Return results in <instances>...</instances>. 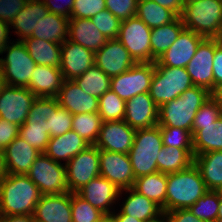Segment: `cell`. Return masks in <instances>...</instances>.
I'll list each match as a JSON object with an SVG mask.
<instances>
[{
  "label": "cell",
  "instance_id": "d590c367",
  "mask_svg": "<svg viewBox=\"0 0 222 222\" xmlns=\"http://www.w3.org/2000/svg\"><path fill=\"white\" fill-rule=\"evenodd\" d=\"M185 28L180 16L174 21L151 29V56L158 60Z\"/></svg>",
  "mask_w": 222,
  "mask_h": 222
},
{
  "label": "cell",
  "instance_id": "44dd1931",
  "mask_svg": "<svg viewBox=\"0 0 222 222\" xmlns=\"http://www.w3.org/2000/svg\"><path fill=\"white\" fill-rule=\"evenodd\" d=\"M33 218L35 222H72L71 192L42 195Z\"/></svg>",
  "mask_w": 222,
  "mask_h": 222
},
{
  "label": "cell",
  "instance_id": "6125c7cd",
  "mask_svg": "<svg viewBox=\"0 0 222 222\" xmlns=\"http://www.w3.org/2000/svg\"><path fill=\"white\" fill-rule=\"evenodd\" d=\"M7 175L6 169H5V161H4V151L0 149V183Z\"/></svg>",
  "mask_w": 222,
  "mask_h": 222
},
{
  "label": "cell",
  "instance_id": "5b68a950",
  "mask_svg": "<svg viewBox=\"0 0 222 222\" xmlns=\"http://www.w3.org/2000/svg\"><path fill=\"white\" fill-rule=\"evenodd\" d=\"M186 29L212 38L222 28V0H193L180 15Z\"/></svg>",
  "mask_w": 222,
  "mask_h": 222
},
{
  "label": "cell",
  "instance_id": "ab89813d",
  "mask_svg": "<svg viewBox=\"0 0 222 222\" xmlns=\"http://www.w3.org/2000/svg\"><path fill=\"white\" fill-rule=\"evenodd\" d=\"M126 101L109 89L99 98L98 114L102 121L123 120L125 116Z\"/></svg>",
  "mask_w": 222,
  "mask_h": 222
},
{
  "label": "cell",
  "instance_id": "83f0119b",
  "mask_svg": "<svg viewBox=\"0 0 222 222\" xmlns=\"http://www.w3.org/2000/svg\"><path fill=\"white\" fill-rule=\"evenodd\" d=\"M48 12L42 0H28L10 24V28H14V32L19 36L16 40L23 41L31 37L39 20L43 19Z\"/></svg>",
  "mask_w": 222,
  "mask_h": 222
},
{
  "label": "cell",
  "instance_id": "91938a15",
  "mask_svg": "<svg viewBox=\"0 0 222 222\" xmlns=\"http://www.w3.org/2000/svg\"><path fill=\"white\" fill-rule=\"evenodd\" d=\"M112 214L115 216L116 222H144V221L138 220L137 218H134L130 215L123 214L120 210L118 213H116L115 209H114Z\"/></svg>",
  "mask_w": 222,
  "mask_h": 222
},
{
  "label": "cell",
  "instance_id": "f1b7e54d",
  "mask_svg": "<svg viewBox=\"0 0 222 222\" xmlns=\"http://www.w3.org/2000/svg\"><path fill=\"white\" fill-rule=\"evenodd\" d=\"M127 198L122 202L120 211L138 220L148 222L155 220L164 214L162 208L144 195L139 194L133 188L124 189Z\"/></svg>",
  "mask_w": 222,
  "mask_h": 222
},
{
  "label": "cell",
  "instance_id": "4fadbf2b",
  "mask_svg": "<svg viewBox=\"0 0 222 222\" xmlns=\"http://www.w3.org/2000/svg\"><path fill=\"white\" fill-rule=\"evenodd\" d=\"M100 176L108 179L119 190L133 188L135 176L128 154L99 149Z\"/></svg>",
  "mask_w": 222,
  "mask_h": 222
},
{
  "label": "cell",
  "instance_id": "e7e4bbea",
  "mask_svg": "<svg viewBox=\"0 0 222 222\" xmlns=\"http://www.w3.org/2000/svg\"><path fill=\"white\" fill-rule=\"evenodd\" d=\"M98 222H116V218L113 214H104Z\"/></svg>",
  "mask_w": 222,
  "mask_h": 222
},
{
  "label": "cell",
  "instance_id": "e575fe53",
  "mask_svg": "<svg viewBox=\"0 0 222 222\" xmlns=\"http://www.w3.org/2000/svg\"><path fill=\"white\" fill-rule=\"evenodd\" d=\"M194 163L193 149L163 146L157 156L158 172L175 173L189 168Z\"/></svg>",
  "mask_w": 222,
  "mask_h": 222
},
{
  "label": "cell",
  "instance_id": "a7ac6f4b",
  "mask_svg": "<svg viewBox=\"0 0 222 222\" xmlns=\"http://www.w3.org/2000/svg\"><path fill=\"white\" fill-rule=\"evenodd\" d=\"M148 222H168V218H167L166 214L164 213L159 218L152 220V221H148Z\"/></svg>",
  "mask_w": 222,
  "mask_h": 222
},
{
  "label": "cell",
  "instance_id": "7bdbcfd3",
  "mask_svg": "<svg viewBox=\"0 0 222 222\" xmlns=\"http://www.w3.org/2000/svg\"><path fill=\"white\" fill-rule=\"evenodd\" d=\"M163 146L177 147L180 149H193V136L189 130L159 126Z\"/></svg>",
  "mask_w": 222,
  "mask_h": 222
},
{
  "label": "cell",
  "instance_id": "03108f58",
  "mask_svg": "<svg viewBox=\"0 0 222 222\" xmlns=\"http://www.w3.org/2000/svg\"><path fill=\"white\" fill-rule=\"evenodd\" d=\"M216 222H222V194L221 192H220V204H219L218 216H217Z\"/></svg>",
  "mask_w": 222,
  "mask_h": 222
},
{
  "label": "cell",
  "instance_id": "ee69618b",
  "mask_svg": "<svg viewBox=\"0 0 222 222\" xmlns=\"http://www.w3.org/2000/svg\"><path fill=\"white\" fill-rule=\"evenodd\" d=\"M90 20L107 39L118 38L122 21L116 18L109 10L105 9L97 13Z\"/></svg>",
  "mask_w": 222,
  "mask_h": 222
},
{
  "label": "cell",
  "instance_id": "7a4b0ae2",
  "mask_svg": "<svg viewBox=\"0 0 222 222\" xmlns=\"http://www.w3.org/2000/svg\"><path fill=\"white\" fill-rule=\"evenodd\" d=\"M211 97L207 89L193 85L176 99L159 107L158 125L189 130L192 133L194 117Z\"/></svg>",
  "mask_w": 222,
  "mask_h": 222
},
{
  "label": "cell",
  "instance_id": "f907efd6",
  "mask_svg": "<svg viewBox=\"0 0 222 222\" xmlns=\"http://www.w3.org/2000/svg\"><path fill=\"white\" fill-rule=\"evenodd\" d=\"M28 0H0V20L10 25Z\"/></svg>",
  "mask_w": 222,
  "mask_h": 222
},
{
  "label": "cell",
  "instance_id": "11a10c76",
  "mask_svg": "<svg viewBox=\"0 0 222 222\" xmlns=\"http://www.w3.org/2000/svg\"><path fill=\"white\" fill-rule=\"evenodd\" d=\"M214 88L222 84V50L215 43V54L213 59Z\"/></svg>",
  "mask_w": 222,
  "mask_h": 222
},
{
  "label": "cell",
  "instance_id": "3957f363",
  "mask_svg": "<svg viewBox=\"0 0 222 222\" xmlns=\"http://www.w3.org/2000/svg\"><path fill=\"white\" fill-rule=\"evenodd\" d=\"M207 191L194 163L185 170L167 174L166 213L172 210L188 209Z\"/></svg>",
  "mask_w": 222,
  "mask_h": 222
},
{
  "label": "cell",
  "instance_id": "7402d4cb",
  "mask_svg": "<svg viewBox=\"0 0 222 222\" xmlns=\"http://www.w3.org/2000/svg\"><path fill=\"white\" fill-rule=\"evenodd\" d=\"M56 98L72 115L98 113L99 99L85 93L74 80H64Z\"/></svg>",
  "mask_w": 222,
  "mask_h": 222
},
{
  "label": "cell",
  "instance_id": "ffe728a7",
  "mask_svg": "<svg viewBox=\"0 0 222 222\" xmlns=\"http://www.w3.org/2000/svg\"><path fill=\"white\" fill-rule=\"evenodd\" d=\"M159 108L149 93H140L126 101L124 121L133 129L158 125Z\"/></svg>",
  "mask_w": 222,
  "mask_h": 222
},
{
  "label": "cell",
  "instance_id": "484cf974",
  "mask_svg": "<svg viewBox=\"0 0 222 222\" xmlns=\"http://www.w3.org/2000/svg\"><path fill=\"white\" fill-rule=\"evenodd\" d=\"M58 104L56 97H37L30 108L27 120L19 129L47 130L52 138L54 113Z\"/></svg>",
  "mask_w": 222,
  "mask_h": 222
},
{
  "label": "cell",
  "instance_id": "ba28073f",
  "mask_svg": "<svg viewBox=\"0 0 222 222\" xmlns=\"http://www.w3.org/2000/svg\"><path fill=\"white\" fill-rule=\"evenodd\" d=\"M41 153L27 172V176L39 188L42 195L69 192L66 167Z\"/></svg>",
  "mask_w": 222,
  "mask_h": 222
},
{
  "label": "cell",
  "instance_id": "c3c4849f",
  "mask_svg": "<svg viewBox=\"0 0 222 222\" xmlns=\"http://www.w3.org/2000/svg\"><path fill=\"white\" fill-rule=\"evenodd\" d=\"M19 136L40 153H44L50 140L47 130L19 129Z\"/></svg>",
  "mask_w": 222,
  "mask_h": 222
},
{
  "label": "cell",
  "instance_id": "74e56055",
  "mask_svg": "<svg viewBox=\"0 0 222 222\" xmlns=\"http://www.w3.org/2000/svg\"><path fill=\"white\" fill-rule=\"evenodd\" d=\"M74 81L85 93L99 99L110 89L111 78L94 64Z\"/></svg>",
  "mask_w": 222,
  "mask_h": 222
},
{
  "label": "cell",
  "instance_id": "2e32d148",
  "mask_svg": "<svg viewBox=\"0 0 222 222\" xmlns=\"http://www.w3.org/2000/svg\"><path fill=\"white\" fill-rule=\"evenodd\" d=\"M94 62L110 78L129 70L136 64L118 39H108L105 45L95 52Z\"/></svg>",
  "mask_w": 222,
  "mask_h": 222
},
{
  "label": "cell",
  "instance_id": "681fc988",
  "mask_svg": "<svg viewBox=\"0 0 222 222\" xmlns=\"http://www.w3.org/2000/svg\"><path fill=\"white\" fill-rule=\"evenodd\" d=\"M73 115L64 107L57 105V111L54 113L53 137L64 135L72 130Z\"/></svg>",
  "mask_w": 222,
  "mask_h": 222
},
{
  "label": "cell",
  "instance_id": "f546056e",
  "mask_svg": "<svg viewBox=\"0 0 222 222\" xmlns=\"http://www.w3.org/2000/svg\"><path fill=\"white\" fill-rule=\"evenodd\" d=\"M194 164L208 190L222 189V151H211L194 156Z\"/></svg>",
  "mask_w": 222,
  "mask_h": 222
},
{
  "label": "cell",
  "instance_id": "9c48e42d",
  "mask_svg": "<svg viewBox=\"0 0 222 222\" xmlns=\"http://www.w3.org/2000/svg\"><path fill=\"white\" fill-rule=\"evenodd\" d=\"M136 63L155 62L151 56V28L137 16L121 22L117 38Z\"/></svg>",
  "mask_w": 222,
  "mask_h": 222
},
{
  "label": "cell",
  "instance_id": "b9f144b4",
  "mask_svg": "<svg viewBox=\"0 0 222 222\" xmlns=\"http://www.w3.org/2000/svg\"><path fill=\"white\" fill-rule=\"evenodd\" d=\"M72 222H98L104 215L77 193H71Z\"/></svg>",
  "mask_w": 222,
  "mask_h": 222
},
{
  "label": "cell",
  "instance_id": "d6986e66",
  "mask_svg": "<svg viewBox=\"0 0 222 222\" xmlns=\"http://www.w3.org/2000/svg\"><path fill=\"white\" fill-rule=\"evenodd\" d=\"M122 193H124L123 190H119L112 182L102 176L92 179L77 192L80 197L104 214H112L114 211L112 206L120 199Z\"/></svg>",
  "mask_w": 222,
  "mask_h": 222
},
{
  "label": "cell",
  "instance_id": "be15d7a7",
  "mask_svg": "<svg viewBox=\"0 0 222 222\" xmlns=\"http://www.w3.org/2000/svg\"><path fill=\"white\" fill-rule=\"evenodd\" d=\"M215 41L217 48L222 50V28L212 37Z\"/></svg>",
  "mask_w": 222,
  "mask_h": 222
},
{
  "label": "cell",
  "instance_id": "db71d44e",
  "mask_svg": "<svg viewBox=\"0 0 222 222\" xmlns=\"http://www.w3.org/2000/svg\"><path fill=\"white\" fill-rule=\"evenodd\" d=\"M50 13H55L70 18L73 9L74 0H65V4L58 5L54 0H42ZM54 1V2H52ZM59 3V2H58ZM62 4V3H61Z\"/></svg>",
  "mask_w": 222,
  "mask_h": 222
},
{
  "label": "cell",
  "instance_id": "d4e9b609",
  "mask_svg": "<svg viewBox=\"0 0 222 222\" xmlns=\"http://www.w3.org/2000/svg\"><path fill=\"white\" fill-rule=\"evenodd\" d=\"M89 145L81 136L71 130L64 135L50 138L44 154L58 163H61V160L65 161L64 164L66 165L72 157L82 152Z\"/></svg>",
  "mask_w": 222,
  "mask_h": 222
},
{
  "label": "cell",
  "instance_id": "1f68e13d",
  "mask_svg": "<svg viewBox=\"0 0 222 222\" xmlns=\"http://www.w3.org/2000/svg\"><path fill=\"white\" fill-rule=\"evenodd\" d=\"M133 189L158 204L166 213L167 174L156 172L135 179Z\"/></svg>",
  "mask_w": 222,
  "mask_h": 222
},
{
  "label": "cell",
  "instance_id": "30bf717a",
  "mask_svg": "<svg viewBox=\"0 0 222 222\" xmlns=\"http://www.w3.org/2000/svg\"><path fill=\"white\" fill-rule=\"evenodd\" d=\"M65 167L68 190L77 193L92 179L100 176L99 149L95 145H89L72 157Z\"/></svg>",
  "mask_w": 222,
  "mask_h": 222
},
{
  "label": "cell",
  "instance_id": "6f0895ef",
  "mask_svg": "<svg viewBox=\"0 0 222 222\" xmlns=\"http://www.w3.org/2000/svg\"><path fill=\"white\" fill-rule=\"evenodd\" d=\"M10 25L0 20V55L9 41Z\"/></svg>",
  "mask_w": 222,
  "mask_h": 222
},
{
  "label": "cell",
  "instance_id": "f35d334b",
  "mask_svg": "<svg viewBox=\"0 0 222 222\" xmlns=\"http://www.w3.org/2000/svg\"><path fill=\"white\" fill-rule=\"evenodd\" d=\"M102 122L98 113L76 114L73 115L72 130L90 145H95L98 140Z\"/></svg>",
  "mask_w": 222,
  "mask_h": 222
},
{
  "label": "cell",
  "instance_id": "8992f818",
  "mask_svg": "<svg viewBox=\"0 0 222 222\" xmlns=\"http://www.w3.org/2000/svg\"><path fill=\"white\" fill-rule=\"evenodd\" d=\"M193 86L191 76L184 67L155 66L149 95L158 108L179 97Z\"/></svg>",
  "mask_w": 222,
  "mask_h": 222
},
{
  "label": "cell",
  "instance_id": "f6af8a7d",
  "mask_svg": "<svg viewBox=\"0 0 222 222\" xmlns=\"http://www.w3.org/2000/svg\"><path fill=\"white\" fill-rule=\"evenodd\" d=\"M105 9V0H74L70 18L90 19Z\"/></svg>",
  "mask_w": 222,
  "mask_h": 222
},
{
  "label": "cell",
  "instance_id": "60d3db41",
  "mask_svg": "<svg viewBox=\"0 0 222 222\" xmlns=\"http://www.w3.org/2000/svg\"><path fill=\"white\" fill-rule=\"evenodd\" d=\"M220 204V191L208 190L194 205L188 209L206 222H216Z\"/></svg>",
  "mask_w": 222,
  "mask_h": 222
},
{
  "label": "cell",
  "instance_id": "9a60e30c",
  "mask_svg": "<svg viewBox=\"0 0 222 222\" xmlns=\"http://www.w3.org/2000/svg\"><path fill=\"white\" fill-rule=\"evenodd\" d=\"M136 130L124 120L102 122L95 146L110 152L128 154L132 148Z\"/></svg>",
  "mask_w": 222,
  "mask_h": 222
},
{
  "label": "cell",
  "instance_id": "4dcf8cb0",
  "mask_svg": "<svg viewBox=\"0 0 222 222\" xmlns=\"http://www.w3.org/2000/svg\"><path fill=\"white\" fill-rule=\"evenodd\" d=\"M194 156L211 151H222V116L214 123L200 124L192 129Z\"/></svg>",
  "mask_w": 222,
  "mask_h": 222
},
{
  "label": "cell",
  "instance_id": "94428289",
  "mask_svg": "<svg viewBox=\"0 0 222 222\" xmlns=\"http://www.w3.org/2000/svg\"><path fill=\"white\" fill-rule=\"evenodd\" d=\"M211 97L215 100V102L221 107L222 109V84L216 86L214 90L211 92Z\"/></svg>",
  "mask_w": 222,
  "mask_h": 222
},
{
  "label": "cell",
  "instance_id": "52a82bcc",
  "mask_svg": "<svg viewBox=\"0 0 222 222\" xmlns=\"http://www.w3.org/2000/svg\"><path fill=\"white\" fill-rule=\"evenodd\" d=\"M3 53L7 56L0 58V69L7 85L27 88L37 64L23 42L10 40Z\"/></svg>",
  "mask_w": 222,
  "mask_h": 222
},
{
  "label": "cell",
  "instance_id": "f5cc1de1",
  "mask_svg": "<svg viewBox=\"0 0 222 222\" xmlns=\"http://www.w3.org/2000/svg\"><path fill=\"white\" fill-rule=\"evenodd\" d=\"M165 214L168 222H206L196 217L189 209L172 210Z\"/></svg>",
  "mask_w": 222,
  "mask_h": 222
},
{
  "label": "cell",
  "instance_id": "836d02e7",
  "mask_svg": "<svg viewBox=\"0 0 222 222\" xmlns=\"http://www.w3.org/2000/svg\"><path fill=\"white\" fill-rule=\"evenodd\" d=\"M30 57L37 65L53 66L60 68L61 65V43H54L38 38L28 37L24 39Z\"/></svg>",
  "mask_w": 222,
  "mask_h": 222
},
{
  "label": "cell",
  "instance_id": "ac0fdd59",
  "mask_svg": "<svg viewBox=\"0 0 222 222\" xmlns=\"http://www.w3.org/2000/svg\"><path fill=\"white\" fill-rule=\"evenodd\" d=\"M95 53L66 39L61 44V65L64 80H74L95 64Z\"/></svg>",
  "mask_w": 222,
  "mask_h": 222
},
{
  "label": "cell",
  "instance_id": "680465c9",
  "mask_svg": "<svg viewBox=\"0 0 222 222\" xmlns=\"http://www.w3.org/2000/svg\"><path fill=\"white\" fill-rule=\"evenodd\" d=\"M0 222H35L33 215L1 216Z\"/></svg>",
  "mask_w": 222,
  "mask_h": 222
},
{
  "label": "cell",
  "instance_id": "8fae6325",
  "mask_svg": "<svg viewBox=\"0 0 222 222\" xmlns=\"http://www.w3.org/2000/svg\"><path fill=\"white\" fill-rule=\"evenodd\" d=\"M154 62L136 63L129 70L111 78L110 89L127 101L140 93H149Z\"/></svg>",
  "mask_w": 222,
  "mask_h": 222
},
{
  "label": "cell",
  "instance_id": "277c9868",
  "mask_svg": "<svg viewBox=\"0 0 222 222\" xmlns=\"http://www.w3.org/2000/svg\"><path fill=\"white\" fill-rule=\"evenodd\" d=\"M163 148L159 125L137 129L128 155L135 179L158 172L157 156Z\"/></svg>",
  "mask_w": 222,
  "mask_h": 222
},
{
  "label": "cell",
  "instance_id": "e0dca14e",
  "mask_svg": "<svg viewBox=\"0 0 222 222\" xmlns=\"http://www.w3.org/2000/svg\"><path fill=\"white\" fill-rule=\"evenodd\" d=\"M203 39V36L184 28L175 42L154 62V65L186 68Z\"/></svg>",
  "mask_w": 222,
  "mask_h": 222
},
{
  "label": "cell",
  "instance_id": "9f6ffc18",
  "mask_svg": "<svg viewBox=\"0 0 222 222\" xmlns=\"http://www.w3.org/2000/svg\"><path fill=\"white\" fill-rule=\"evenodd\" d=\"M162 7L172 10L177 16H180L183 10V3L181 0H152Z\"/></svg>",
  "mask_w": 222,
  "mask_h": 222
},
{
  "label": "cell",
  "instance_id": "d6a6232c",
  "mask_svg": "<svg viewBox=\"0 0 222 222\" xmlns=\"http://www.w3.org/2000/svg\"><path fill=\"white\" fill-rule=\"evenodd\" d=\"M69 20L70 18L48 12L39 20L31 38L62 44L68 39Z\"/></svg>",
  "mask_w": 222,
  "mask_h": 222
},
{
  "label": "cell",
  "instance_id": "7c38bea8",
  "mask_svg": "<svg viewBox=\"0 0 222 222\" xmlns=\"http://www.w3.org/2000/svg\"><path fill=\"white\" fill-rule=\"evenodd\" d=\"M36 98L26 87L7 85L0 93V118L22 126Z\"/></svg>",
  "mask_w": 222,
  "mask_h": 222
},
{
  "label": "cell",
  "instance_id": "603a6c76",
  "mask_svg": "<svg viewBox=\"0 0 222 222\" xmlns=\"http://www.w3.org/2000/svg\"><path fill=\"white\" fill-rule=\"evenodd\" d=\"M3 151L7 174H27L41 154L19 135Z\"/></svg>",
  "mask_w": 222,
  "mask_h": 222
},
{
  "label": "cell",
  "instance_id": "cb8c5ba5",
  "mask_svg": "<svg viewBox=\"0 0 222 222\" xmlns=\"http://www.w3.org/2000/svg\"><path fill=\"white\" fill-rule=\"evenodd\" d=\"M63 81L64 78L60 68L36 65L27 88L36 97H56Z\"/></svg>",
  "mask_w": 222,
  "mask_h": 222
},
{
  "label": "cell",
  "instance_id": "003e7915",
  "mask_svg": "<svg viewBox=\"0 0 222 222\" xmlns=\"http://www.w3.org/2000/svg\"><path fill=\"white\" fill-rule=\"evenodd\" d=\"M7 86V82L5 78L2 75V71L0 69V93L4 90V88Z\"/></svg>",
  "mask_w": 222,
  "mask_h": 222
},
{
  "label": "cell",
  "instance_id": "6da1fadb",
  "mask_svg": "<svg viewBox=\"0 0 222 222\" xmlns=\"http://www.w3.org/2000/svg\"><path fill=\"white\" fill-rule=\"evenodd\" d=\"M41 196L26 174H7L0 183V215H33Z\"/></svg>",
  "mask_w": 222,
  "mask_h": 222
},
{
  "label": "cell",
  "instance_id": "5bb4252c",
  "mask_svg": "<svg viewBox=\"0 0 222 222\" xmlns=\"http://www.w3.org/2000/svg\"><path fill=\"white\" fill-rule=\"evenodd\" d=\"M215 54V41L204 38L198 45L195 55L186 66L193 85L214 90L213 59Z\"/></svg>",
  "mask_w": 222,
  "mask_h": 222
},
{
  "label": "cell",
  "instance_id": "bcb514c9",
  "mask_svg": "<svg viewBox=\"0 0 222 222\" xmlns=\"http://www.w3.org/2000/svg\"><path fill=\"white\" fill-rule=\"evenodd\" d=\"M221 116V107L210 97L196 113L192 129H200V124L214 123Z\"/></svg>",
  "mask_w": 222,
  "mask_h": 222
},
{
  "label": "cell",
  "instance_id": "89a4df30",
  "mask_svg": "<svg viewBox=\"0 0 222 222\" xmlns=\"http://www.w3.org/2000/svg\"><path fill=\"white\" fill-rule=\"evenodd\" d=\"M191 1H193V0H181V2L183 3V5H185L186 3L191 2Z\"/></svg>",
  "mask_w": 222,
  "mask_h": 222
},
{
  "label": "cell",
  "instance_id": "7dc6e473",
  "mask_svg": "<svg viewBox=\"0 0 222 222\" xmlns=\"http://www.w3.org/2000/svg\"><path fill=\"white\" fill-rule=\"evenodd\" d=\"M106 9L116 18L124 21L130 17L136 16L138 0H105Z\"/></svg>",
  "mask_w": 222,
  "mask_h": 222
},
{
  "label": "cell",
  "instance_id": "8d00e7d4",
  "mask_svg": "<svg viewBox=\"0 0 222 222\" xmlns=\"http://www.w3.org/2000/svg\"><path fill=\"white\" fill-rule=\"evenodd\" d=\"M136 16L151 29L171 23L178 17L172 10L152 0H138Z\"/></svg>",
  "mask_w": 222,
  "mask_h": 222
},
{
  "label": "cell",
  "instance_id": "816d5d0a",
  "mask_svg": "<svg viewBox=\"0 0 222 222\" xmlns=\"http://www.w3.org/2000/svg\"><path fill=\"white\" fill-rule=\"evenodd\" d=\"M19 135V126L0 118V149L4 150Z\"/></svg>",
  "mask_w": 222,
  "mask_h": 222
},
{
  "label": "cell",
  "instance_id": "4316f807",
  "mask_svg": "<svg viewBox=\"0 0 222 222\" xmlns=\"http://www.w3.org/2000/svg\"><path fill=\"white\" fill-rule=\"evenodd\" d=\"M68 40L95 53L105 45L108 39L90 19L70 18Z\"/></svg>",
  "mask_w": 222,
  "mask_h": 222
}]
</instances>
